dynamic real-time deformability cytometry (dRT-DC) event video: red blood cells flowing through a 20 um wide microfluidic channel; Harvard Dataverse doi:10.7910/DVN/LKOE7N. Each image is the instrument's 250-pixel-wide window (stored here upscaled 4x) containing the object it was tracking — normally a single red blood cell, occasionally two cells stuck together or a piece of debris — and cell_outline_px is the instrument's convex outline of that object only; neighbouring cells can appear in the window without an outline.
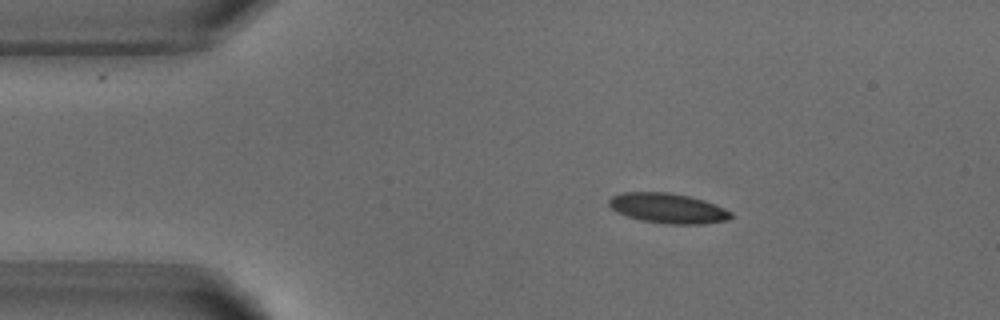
{"species": "common noctule bat (a hibernating species)", "species_latin": "Nyctalus noctula", "temperature_condition": "warm", "stored_images_in_passage": 3, "camera_frame_rate_fps": 3000, "um_per_image_px": 0.085, "animal": {"sex": "male", "body_mass_g": 18.8}, "frame": {"image": 1, "passage_image": 1, "time_ms": 0.0, "image_size_px": [1000, 320], "cell_outline_px": [[732, 216], [728, 220], [704, 224], [668, 224], [640, 220], [616, 212], [608, 204], [608, 200], [612, 196], [624, 192], [668, 192], [688, 196], [704, 200], [724, 208], [732, 212]], "centroid_in_image_um": [56.77, 17.7], "position_along_channel_um": 28.2, "area_um2": 21.33}}
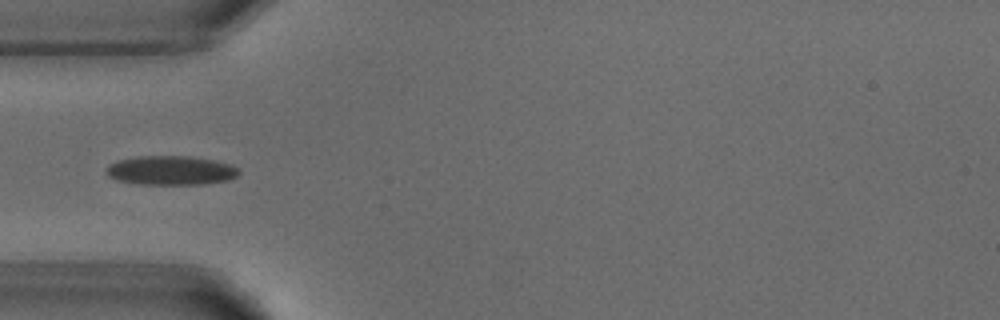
{"frame": {"image": 2, "passage_image": 3, "time_ms": 2.333, "image_size_px": [1000, 320], "cell_outline_px": [[240, 172], [236, 176], [228, 180], [204, 184], [136, 184], [116, 180], [108, 176], [104, 172], [104, 168], [108, 164], [120, 160], [136, 156], [192, 156], [216, 160], [228, 164], [236, 168]], "centroid_in_image_um": [14.46, 14.48], "position_along_channel_um": 70.5, "area_um2": 22.72}}